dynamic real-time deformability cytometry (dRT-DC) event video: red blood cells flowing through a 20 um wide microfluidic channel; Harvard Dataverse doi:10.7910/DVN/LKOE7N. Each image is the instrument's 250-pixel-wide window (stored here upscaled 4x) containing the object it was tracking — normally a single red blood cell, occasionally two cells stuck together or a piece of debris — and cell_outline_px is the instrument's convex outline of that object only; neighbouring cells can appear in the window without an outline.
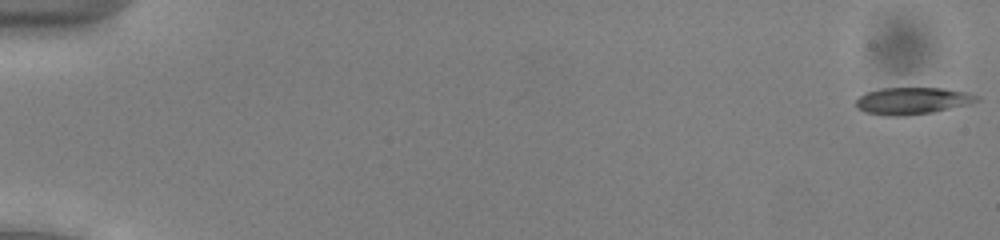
{"species": "common noctule bat (a hibernating species)", "species_latin": "Nyctalus noctula", "temperature_condition": "cold", "stored_images_in_passage": 53, "camera_frame_rate_fps": 3000, "um_per_image_px": 0.085, "animal": {"sex": "male", "body_mass_g": 13.0, "forearm_length_mm": 53.1}, "frame": {"image": 1, "passage_image": 1, "time_ms": 0.0, "image_size_px": [1000, 240], "cell_outline_px": [[980, 100], [932, 112], [908, 116], [884, 116], [864, 112], [856, 108], [856, 100], [860, 96], [868, 92], [880, 88], [944, 88], [964, 92], [980, 96]], "centroid_in_image_um": [77.48, 8.57], "position_along_channel_um": 7.5, "area_um2": 18.84}}
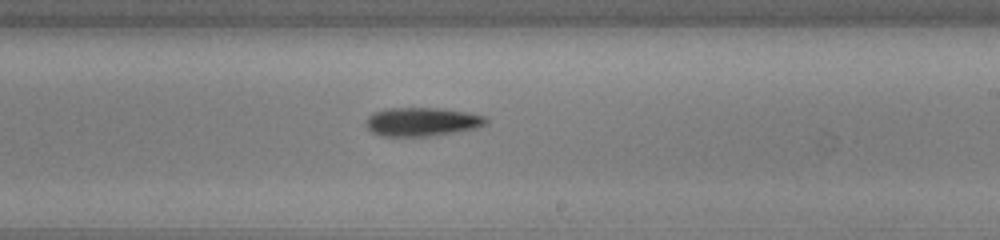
{"frame": {"image": 2, "passage_image": 33, "time_ms": 10.667, "image_size_px": [1000, 240], "cell_outline_px": [[488, 124], [476, 128], [428, 136], [380, 136], [372, 132], [364, 124], [368, 116], [372, 112], [384, 108], [444, 108], [468, 112], [488, 116]], "centroid_in_image_um": [35.87, 10.33], "position_along_channel_um": 253.1, "area_um2": 20.35}}
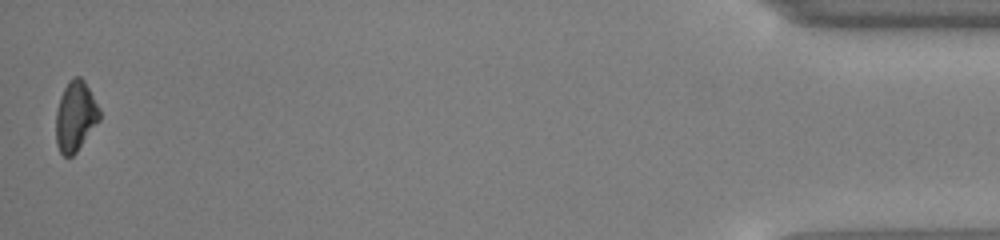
{"frame": {"image": 3, "passage_image": 53, "time_ms": 17.333, "image_size_px": [1000, 240], "cell_outline_px": [[100, 120], [76, 152], [72, 156], [64, 156], [60, 152], [56, 144], [56, 108], [60, 96], [68, 80], [76, 76], [80, 76], [84, 80], [100, 108]], "centroid_in_image_um": [6.41, 9.87], "position_along_channel_um": 428.8, "area_um2": 17.92}, "authors_computed_cell_mechanics": {"area_um2": 19.3052, "velocity_mm_per_s": 3.9176, "shape_relaxation_time_tau1_ms": 2.8747, "shape_relaxation_time_tau2_ms": null, "deformation_change_tau1": 0.1044, "deformation_change_tau2": null}}